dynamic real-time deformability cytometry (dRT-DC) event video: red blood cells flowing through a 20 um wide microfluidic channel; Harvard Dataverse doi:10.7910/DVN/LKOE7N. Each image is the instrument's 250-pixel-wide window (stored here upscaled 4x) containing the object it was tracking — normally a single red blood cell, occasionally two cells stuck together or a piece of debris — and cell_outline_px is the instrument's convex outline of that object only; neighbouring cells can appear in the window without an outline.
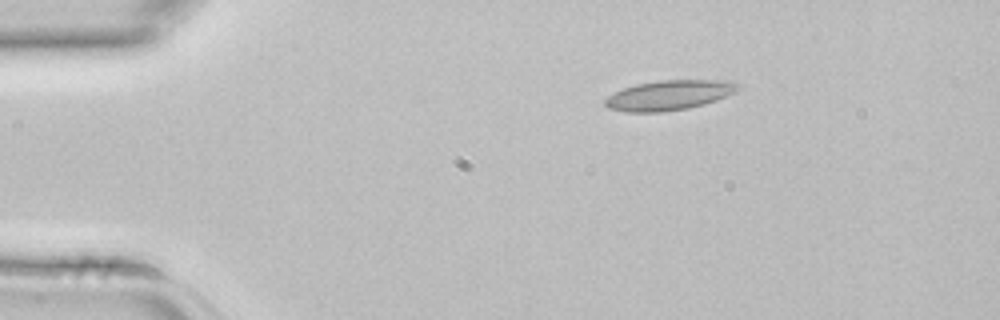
{"species": "common noctule bat (a hibernating species)", "species_latin": "Nyctalus noctula", "temperature_condition": "room temperature", "stored_images_in_passage": 2, "camera_frame_rate_fps": 3000, "um_per_image_px": 0.085, "animal": {"sex": "female", "body_mass_g": 22.7, "forearm_length_mm": 54.2}, "frame": {"image": 1, "passage_image": 1, "time_ms": 0.0, "image_size_px": [1000, 320], "cell_outline_px": [[744, 84], [736, 92], [716, 100], [704, 104], [688, 108], [664, 112], [624, 112], [608, 108], [604, 104], [604, 100], [608, 96], [624, 88], [636, 84], [660, 80], [728, 80]], "centroid_in_image_um": [56.92, 8.09], "position_along_channel_um": 28.1, "area_um2": 23.35}}